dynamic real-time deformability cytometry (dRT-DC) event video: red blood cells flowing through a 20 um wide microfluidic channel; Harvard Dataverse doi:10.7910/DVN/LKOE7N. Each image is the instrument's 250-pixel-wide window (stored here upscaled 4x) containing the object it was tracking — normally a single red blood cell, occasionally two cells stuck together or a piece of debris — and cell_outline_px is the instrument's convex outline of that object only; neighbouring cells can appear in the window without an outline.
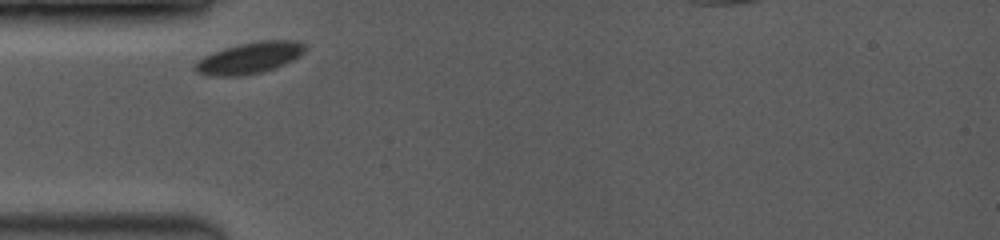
{"species": "common noctule bat (a hibernating species)", "species_latin": "Nyctalus noctula", "temperature_condition": "room temperature", "stored_images_in_passage": 3, "camera_frame_rate_fps": 3500, "um_per_image_px": 0.085, "animal": {"sex": "female", "body_mass_g": 19.0, "forearm_length_mm": 53.3}, "frame": {"image": 1, "passage_image": 1, "time_ms": 0.0, "image_size_px": [1000, 240], "cell_outline_px": [[304, 52], [300, 56], [284, 64], [260, 72], [240, 76], [208, 76], [196, 72], [192, 68], [196, 60], [212, 52], [224, 48], [240, 44], [260, 40], [296, 40], [304, 44]], "centroid_in_image_um": [21.15, 4.92], "position_along_channel_um": 63.9, "area_um2": 20.11}}
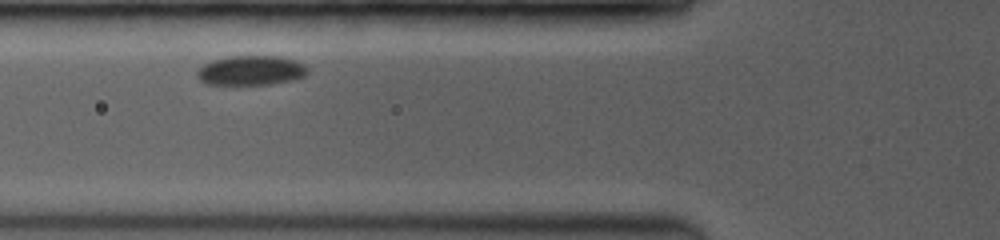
{"frame": {"image": 2, "passage_image": 2, "time_ms": 1.143, "image_size_px": [1000, 240], "cell_outline_px": [[308, 72], [304, 76], [292, 80], [268, 84], [204, 84], [196, 76], [196, 72], [204, 64], [212, 60], [232, 56], [280, 56], [296, 60], [304, 64], [308, 68]], "centroid_in_image_um": [21.34, 5.98], "position_along_channel_um": 104.5, "area_um2": 19.07}}
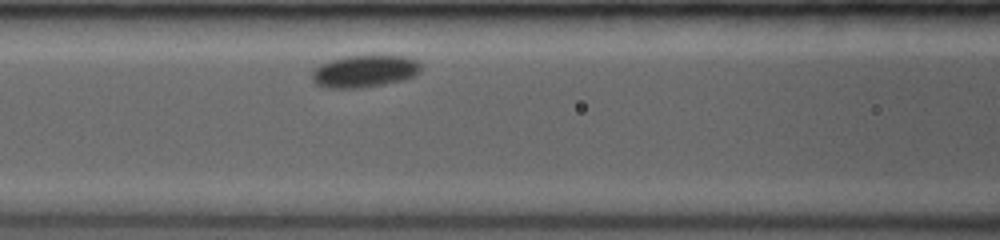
{"frame": {"image": 3, "passage_image": 3, "time_ms": 2.0, "image_size_px": [1000, 240], "cell_outline_px": [[420, 72], [416, 76], [404, 80], [384, 84], [360, 88], [328, 88], [316, 84], [312, 80], [312, 72], [320, 64], [332, 60], [348, 56], [404, 56], [416, 60], [420, 64]], "centroid_in_image_um": [31.0, 6.07], "position_along_channel_um": 135.6, "area_um2": 20.35}}